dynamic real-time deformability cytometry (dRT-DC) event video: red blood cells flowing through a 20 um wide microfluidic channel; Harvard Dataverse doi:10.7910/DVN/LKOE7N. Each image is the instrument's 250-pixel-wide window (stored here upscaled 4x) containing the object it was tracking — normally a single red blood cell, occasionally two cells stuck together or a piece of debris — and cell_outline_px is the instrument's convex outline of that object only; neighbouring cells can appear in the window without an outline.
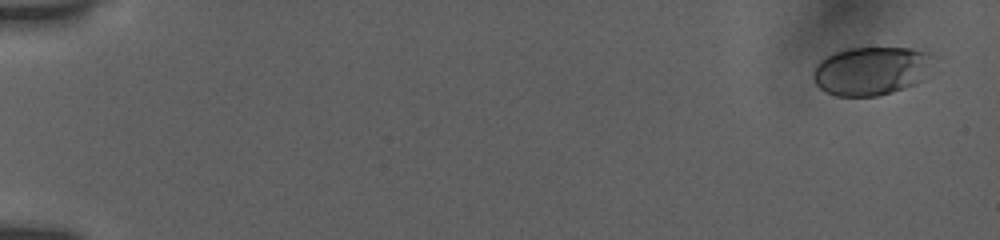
{"species": "human", "species_latin": "Homo sapiens", "temperature_condition": "room temperature", "stored_images_in_passage": 22, "camera_frame_rate_fps": 3000, "um_per_image_px": 0.085, "donor": {"sex": "female"}, "frame": {"image": 1, "passage_image": 1, "time_ms": 0.0, "image_size_px": [1000, 240], "cell_outline_px": [[928, 56], [912, 84], [904, 88], [892, 92], [876, 96], [836, 96], [824, 92], [816, 84], [812, 76], [812, 72], [816, 64], [820, 60], [836, 52], [848, 48], [912, 48], [928, 52]], "centroid_in_image_um": [73.81, 6.03], "position_along_channel_um": 11.2, "area_um2": 32.48}}
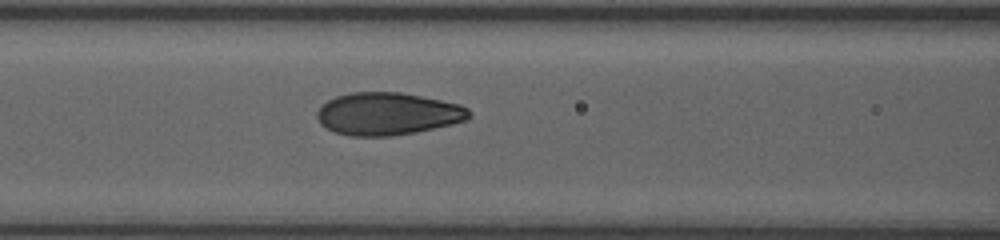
{"frame": {"image": 2, "passage_image": 13, "time_ms": 7.667, "image_size_px": [1000, 240], "cell_outline_px": [[472, 116], [468, 120], [452, 124], [416, 132], [392, 136], [352, 136], [336, 132], [320, 124], [316, 116], [316, 112], [328, 100], [336, 96], [352, 92], [400, 92], [460, 104], [468, 108], [472, 112]], "centroid_in_image_um": [32.98, 9.67], "position_along_channel_um": 133.6, "area_um2": 37.69}}
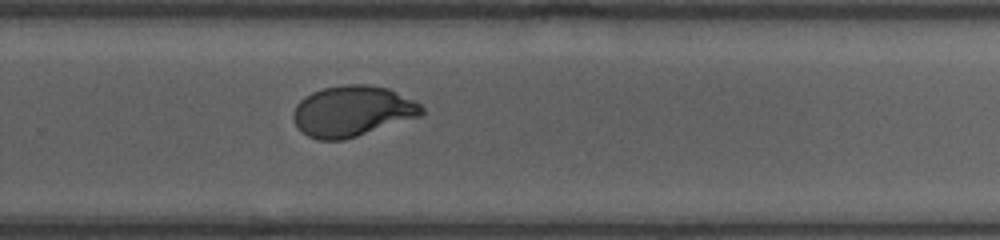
{"frame": {"image": 3, "passage_image": 22, "time_ms": 12.0, "image_size_px": [1000, 240], "cell_outline_px": [[424, 112], [420, 116], [344, 140], [316, 140], [308, 136], [296, 124], [292, 116], [292, 112], [296, 104], [304, 96], [312, 92], [324, 88], [344, 84], [364, 84], [388, 88], [420, 104], [424, 108]], "centroid_in_image_um": [29.92, 9.44], "position_along_channel_um": 299.9, "area_um2": 37.74}}